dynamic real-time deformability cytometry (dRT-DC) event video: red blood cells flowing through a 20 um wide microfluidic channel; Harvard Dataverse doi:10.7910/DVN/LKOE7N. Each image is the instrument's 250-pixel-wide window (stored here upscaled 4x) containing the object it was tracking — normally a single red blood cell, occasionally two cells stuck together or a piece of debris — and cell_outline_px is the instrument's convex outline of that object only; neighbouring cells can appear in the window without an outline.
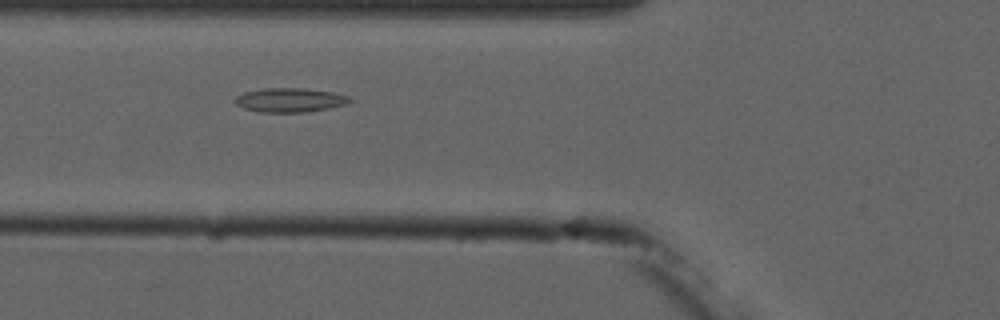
{"species": "common noctule bat (a hibernating species)", "species_latin": "Nyctalus noctula", "temperature_condition": "cold", "stored_images_in_passage": 6, "camera_frame_rate_fps": 3000, "um_per_image_px": 0.085, "animal": {"sex": "male", "forearm_length_mm": 52.5}, "frame": {"image": 1, "passage_image": 3, "time_ms": 2.333, "image_size_px": [1000, 320], "cell_outline_px": [[352, 100], [348, 104], [328, 108], [304, 112], [260, 112], [244, 108], [236, 104], [232, 100], [236, 96], [244, 92], [264, 88], [304, 88], [332, 92], [348, 96]], "centroid_in_image_um": [24.62, 8.5], "position_along_channel_um": 101.2, "area_um2": 16.13}}
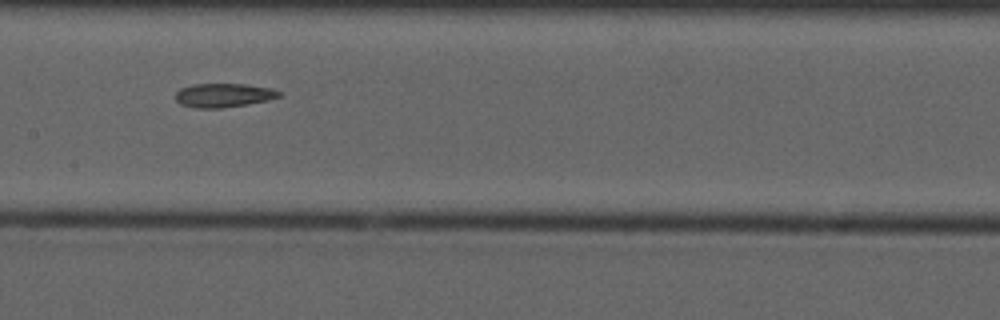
{"frame": {"image": 2, "passage_image": 5, "time_ms": 4.667, "image_size_px": [1000, 320], "cell_outline_px": [[280, 96], [268, 100], [248, 104], [220, 108], [192, 108], [180, 104], [176, 100], [176, 92], [180, 88], [192, 84], [244, 84], [272, 88], [280, 92]], "centroid_in_image_um": [18.97, 8.1], "position_along_channel_um": 188.4, "area_um2": 14.45}}
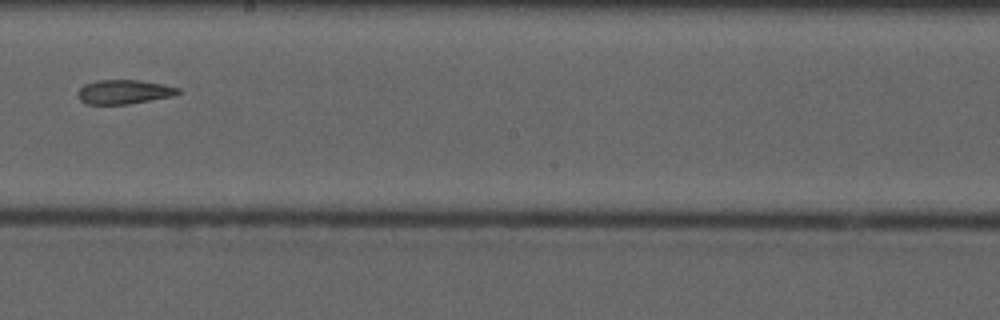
{"frame": {"image": 3, "passage_image": 6, "time_ms": 6.0, "image_size_px": [1000, 320], "cell_outline_px": [[180, 92], [172, 96], [128, 104], [88, 104], [80, 100], [76, 92], [84, 84], [96, 80], [136, 80], [164, 84], [180, 88]], "centroid_in_image_um": [10.51, 7.8], "position_along_channel_um": 237.7, "area_um2": 14.1}}